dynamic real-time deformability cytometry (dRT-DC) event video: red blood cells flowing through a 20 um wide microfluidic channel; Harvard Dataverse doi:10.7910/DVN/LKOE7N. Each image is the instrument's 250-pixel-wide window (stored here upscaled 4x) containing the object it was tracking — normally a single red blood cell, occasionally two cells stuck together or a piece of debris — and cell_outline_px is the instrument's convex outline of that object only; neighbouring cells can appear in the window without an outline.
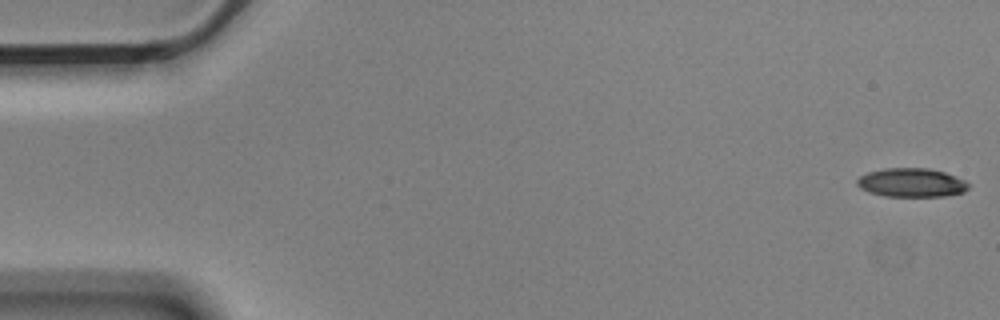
{"species": "Egyptian fruit bat (a non-hibernating species)", "species_latin": "Rousettus aegyptiacus", "temperature_condition": "cold", "stored_images_in_passage": 57, "camera_frame_rate_fps": 3000, "um_per_image_px": 0.085, "animal": {"sex": "male"}, "frame": {"image": 1, "passage_image": 1, "time_ms": 0.0, "image_size_px": [1000, 320], "cell_outline_px": [[968, 188], [964, 192], [944, 196], [884, 196], [868, 192], [860, 188], [856, 184], [856, 180], [860, 176], [868, 172], [884, 168], [928, 168], [944, 172], [964, 180], [968, 184]], "centroid_in_image_um": [77.44, 15.52], "position_along_channel_um": 7.6, "area_um2": 18.67}}
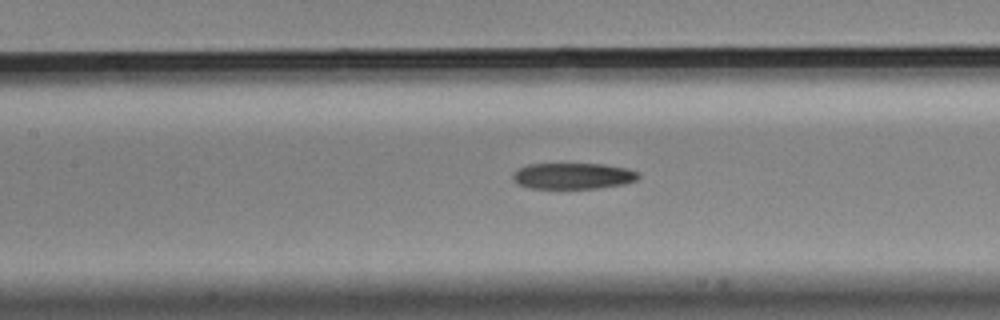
{"frame": {"image": 2, "passage_image": 25, "time_ms": 8.0, "image_size_px": [1000, 320], "cell_outline_px": [[640, 176], [636, 180], [624, 184], [596, 188], [532, 188], [516, 184], [512, 180], [512, 172], [516, 168], [528, 164], [604, 164], [628, 168], [640, 172]], "centroid_in_image_um": [48.68, 14.95], "position_along_channel_um": 158.7, "area_um2": 19.36}}
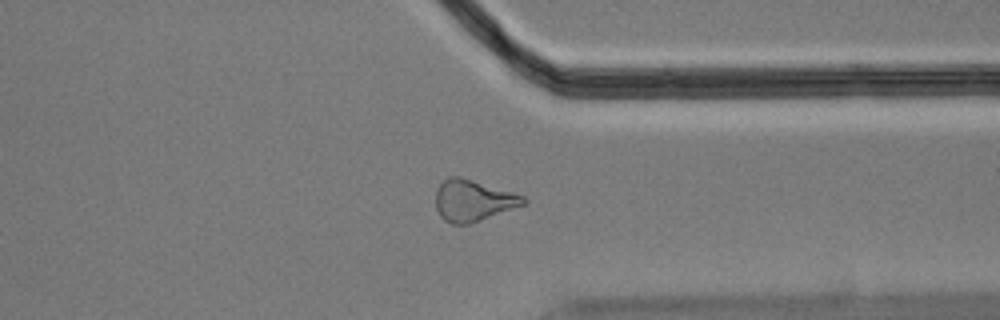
{"frame": {"image": 3, "passage_image": 43, "time_ms": 14.0, "image_size_px": [1000, 320], "cell_outline_px": [[528, 204], [468, 224], [452, 224], [444, 220], [440, 216], [436, 208], [436, 188], [448, 176], [460, 176], [512, 192], [524, 196], [528, 200]], "centroid_in_image_um": [40.22, 17.04], "position_along_channel_um": 371.2, "area_um2": 21.21}, "authors_computed_cell_mechanics": {"area_um2": 20.4034, "velocity_mm_per_s": 3.574, "shape_relaxation_time_tau1_ms": 8.4107, "shape_relaxation_time_tau2_ms": 10.5339, "deformation_change_tau1": 0.1899, "deformation_change_tau2": 0.2392}}